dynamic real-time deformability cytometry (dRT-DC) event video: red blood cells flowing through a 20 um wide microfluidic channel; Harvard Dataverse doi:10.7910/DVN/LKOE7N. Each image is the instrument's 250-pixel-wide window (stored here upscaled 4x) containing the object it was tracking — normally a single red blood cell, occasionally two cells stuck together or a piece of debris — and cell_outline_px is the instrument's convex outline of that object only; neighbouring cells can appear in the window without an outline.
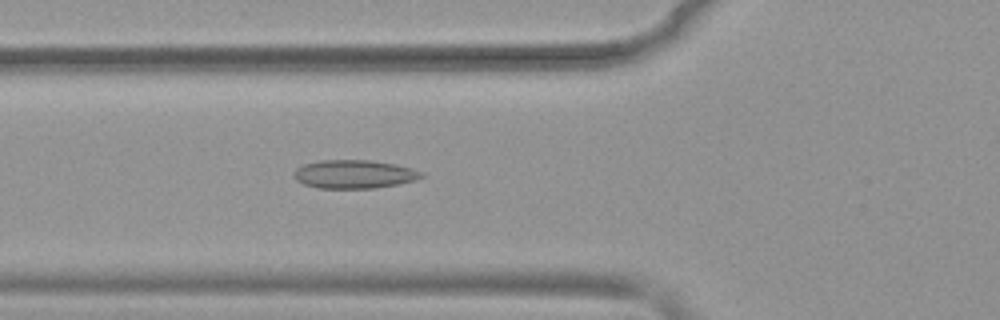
{"species": "common noctule bat (a hibernating species)", "species_latin": "Nyctalus noctula", "temperature_condition": "warm", "stored_images_in_passage": 42, "camera_frame_rate_fps": 3000, "um_per_image_px": 0.085, "animal": {"sex": "female", "body_mass_g": 19.9}, "frame": {"image": 1, "passage_image": 13, "time_ms": 4.0, "image_size_px": [1000, 320], "cell_outline_px": [[424, 176], [416, 180], [376, 188], [316, 188], [304, 184], [296, 180], [292, 176], [296, 168], [304, 164], [320, 160], [372, 160], [396, 164], [412, 168], [424, 172]], "centroid_in_image_um": [30.1, 14.8], "position_along_channel_um": 95.7, "area_um2": 21.33}}
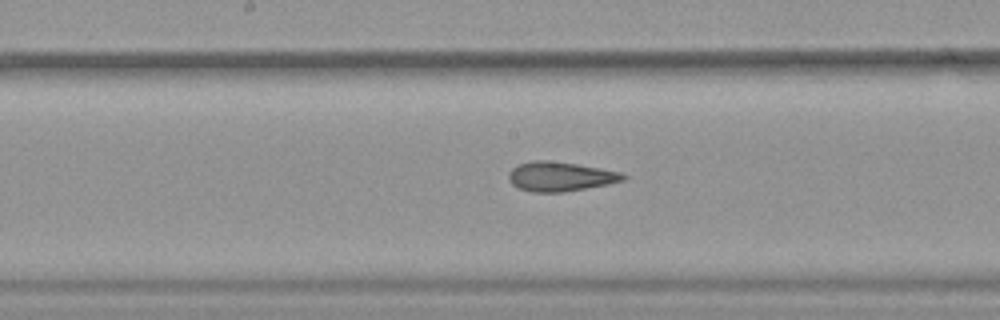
{"frame": {"image": 2, "passage_image": 21, "time_ms": 6.667, "image_size_px": [1000, 320], "cell_outline_px": [[628, 176], [624, 180], [608, 184], [564, 192], [532, 192], [516, 188], [508, 180], [508, 172], [516, 164], [532, 160], [548, 160], [576, 164], [620, 172]], "centroid_in_image_um": [47.56, 15.0], "position_along_channel_um": 200.6, "area_um2": 19.77}}
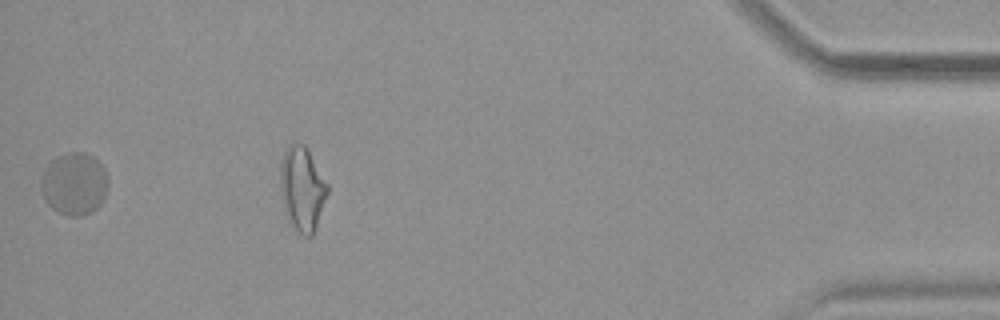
{"frame": {"image": 3, "passage_image": 41, "time_ms": 13.333, "image_size_px": [1000, 320], "cell_outline_px": [[108, 192], [100, 204], [92, 212], [80, 216], [68, 216], [52, 208], [48, 204], [44, 196], [40, 184], [44, 168], [56, 156], [68, 152], [84, 152], [100, 160], [108, 176]], "centroid_in_image_um": [6.35, 15.6], "position_along_channel_um": 428.9, "area_um2": 24.68}, "authors_computed_cell_mechanics": {"area_um2": 20.1433, "velocity_mm_per_s": 3.9225, "shape_relaxation_time_tau1_ms": null, "shape_relaxation_time_tau2_ms": 2.6967, "deformation_change_tau1": null, "deformation_change_tau2": 0.1145}}